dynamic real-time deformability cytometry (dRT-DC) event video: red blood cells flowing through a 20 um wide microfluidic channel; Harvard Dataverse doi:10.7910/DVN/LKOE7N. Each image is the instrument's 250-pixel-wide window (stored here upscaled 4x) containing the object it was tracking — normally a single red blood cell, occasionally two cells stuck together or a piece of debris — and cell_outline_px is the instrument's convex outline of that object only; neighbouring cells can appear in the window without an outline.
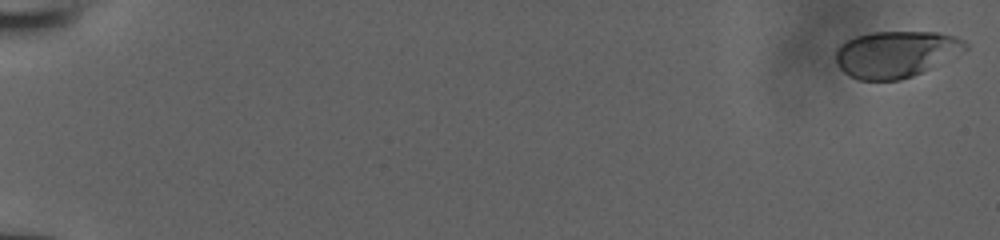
{"species": "human", "species_latin": "Homo sapiens", "temperature_condition": "room temperature", "stored_images_in_passage": 53, "camera_frame_rate_fps": 3000, "um_per_image_px": 0.085, "donor": {"sex": "male"}, "frame": {"image": 1, "passage_image": 1, "time_ms": 0.0, "image_size_px": [1000, 240], "cell_outline_px": [[968, 48], [912, 76], [900, 80], [856, 80], [848, 76], [840, 68], [836, 60], [836, 48], [840, 44], [856, 36], [872, 32], [940, 32], [956, 36], [964, 40], [968, 44]], "centroid_in_image_um": [76.11, 4.59], "position_along_channel_um": 8.9, "area_um2": 34.85}}
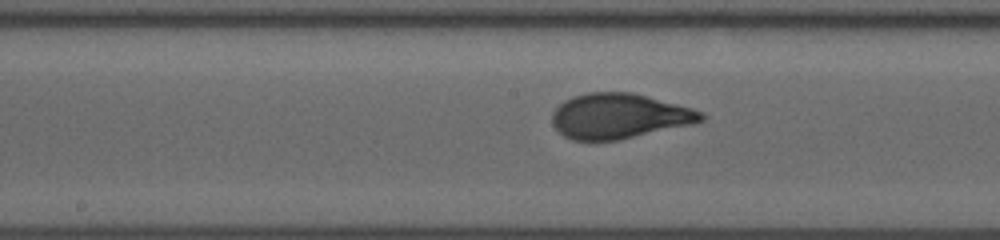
{"frame": {"image": 2, "passage_image": 30, "time_ms": 9.667, "image_size_px": [1000, 240], "cell_outline_px": [[704, 120], [692, 124], [620, 140], [572, 140], [564, 136], [552, 124], [552, 112], [564, 100], [572, 96], [588, 92], [632, 92], [692, 108], [700, 112], [704, 116]], "centroid_in_image_um": [52.6, 9.86], "position_along_channel_um": 195.6, "area_um2": 39.07}}
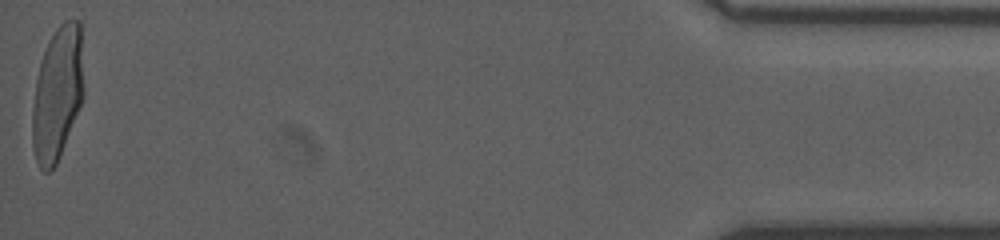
{"frame": {"image": 3, "passage_image": 53, "time_ms": 17.333, "image_size_px": [1000, 240], "cell_outline_px": [[84, 96], [80, 108], [60, 156], [56, 164], [48, 172], [44, 172], [40, 168], [36, 160], [32, 144], [32, 112], [36, 80], [40, 64], [48, 40], [56, 28], [64, 20], [80, 20], [84, 88]], "centroid_in_image_um": [4.89, 7.95], "position_along_channel_um": 430.3, "area_um2": 40.29}}